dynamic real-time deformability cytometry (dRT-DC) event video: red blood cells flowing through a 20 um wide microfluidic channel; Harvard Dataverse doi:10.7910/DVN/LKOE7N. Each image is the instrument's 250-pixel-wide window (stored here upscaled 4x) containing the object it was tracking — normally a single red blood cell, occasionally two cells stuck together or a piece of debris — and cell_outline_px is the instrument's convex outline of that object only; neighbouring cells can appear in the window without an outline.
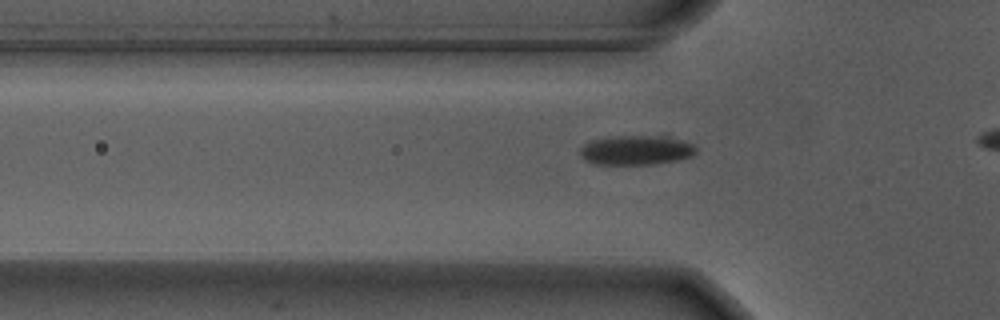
{"species": "Egyptian fruit bat (a non-hibernating species)", "species_latin": "Rousettus aegyptiacus", "temperature_condition": "warm", "stored_images_in_passage": 29, "camera_frame_rate_fps": 3000, "um_per_image_px": 0.085, "animal": {"sex": "male"}, "frame": {"image": 1, "passage_image": 2, "time_ms": 0.333, "image_size_px": [1000, 320], "cell_outline_px": [[696, 152], [692, 156], [676, 160], [652, 164], [596, 164], [580, 156], [580, 148], [584, 144], [592, 140], [616, 136], [664, 132], [692, 144], [696, 148]], "centroid_in_image_um": [54.15, 12.7], "position_along_channel_um": 71.6, "area_um2": 20.69}}
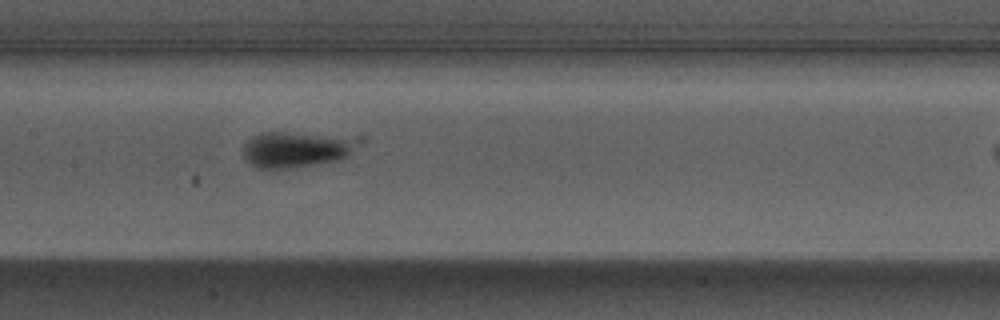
{"frame": {"image": 2, "passage_image": 11, "time_ms": 3.333, "image_size_px": [1000, 320], "cell_outline_px": [[364, 140], [340, 160], [292, 168], [256, 168], [244, 156], [244, 144], [252, 136], [260, 132], [284, 132], [364, 136]], "centroid_in_image_um": [25.28, 12.66], "position_along_channel_um": 182.1, "area_um2": 24.45}}
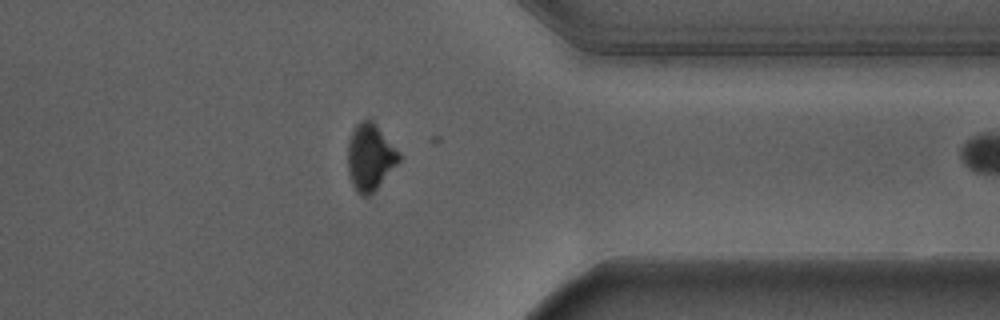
{"frame": {"image": 3, "passage_image": 28, "time_ms": 9.0, "image_size_px": [1000, 320], "cell_outline_px": [[400, 160], [376, 188], [368, 196], [360, 196], [352, 184], [348, 168], [348, 144], [352, 132], [356, 124], [360, 120], [368, 116], [372, 116], [400, 152]], "centroid_in_image_um": [31.47, 13.26], "position_along_channel_um": 379.9, "area_um2": 20.17}}